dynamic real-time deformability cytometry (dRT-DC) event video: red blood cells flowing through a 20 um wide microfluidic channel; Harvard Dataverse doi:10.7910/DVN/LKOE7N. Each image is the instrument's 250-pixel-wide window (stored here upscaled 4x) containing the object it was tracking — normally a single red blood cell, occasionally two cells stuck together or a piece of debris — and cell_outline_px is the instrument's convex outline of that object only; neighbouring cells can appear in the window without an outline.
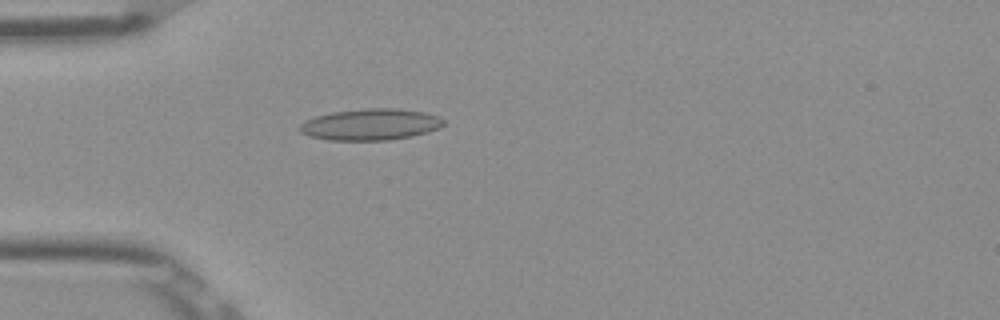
{"species": "Egyptian fruit bat (a non-hibernating species)", "species_latin": "Rousettus aegyptiacus", "temperature_condition": "room temperature", "stored_images_in_passage": 52, "camera_frame_rate_fps": 3000, "um_per_image_px": 0.085, "frame": {"image": 1, "passage_image": 15, "time_ms": 4.667, "image_size_px": [1000, 320], "cell_outline_px": [[444, 124], [440, 128], [428, 132], [412, 136], [388, 140], [328, 140], [308, 136], [300, 132], [296, 128], [304, 120], [316, 116], [332, 112], [368, 108], [396, 108], [424, 112], [436, 116], [444, 120]], "centroid_in_image_um": [31.45, 10.58], "position_along_channel_um": 53.5, "area_um2": 26.47}}
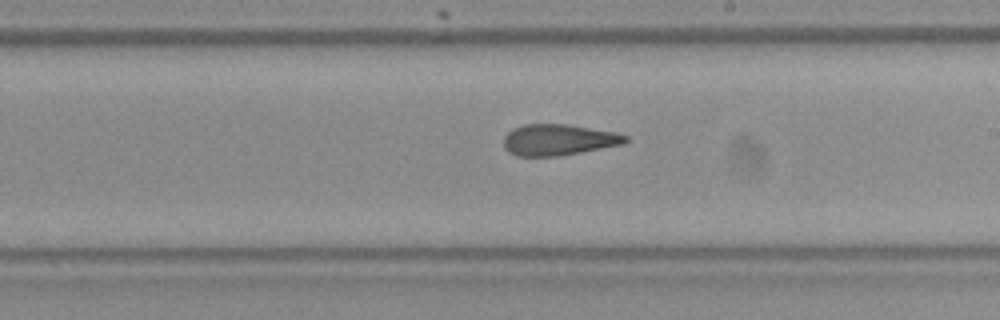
{"frame": {"image": 2, "passage_image": 30, "time_ms": 9.667, "image_size_px": [1000, 320], "cell_outline_px": [[628, 140], [624, 144], [580, 152], [556, 156], [516, 156], [508, 152], [504, 148], [504, 136], [512, 128], [524, 124], [568, 124], [616, 132], [628, 136]], "centroid_in_image_um": [47.46, 11.88], "position_along_channel_um": 241.5, "area_um2": 22.2}}
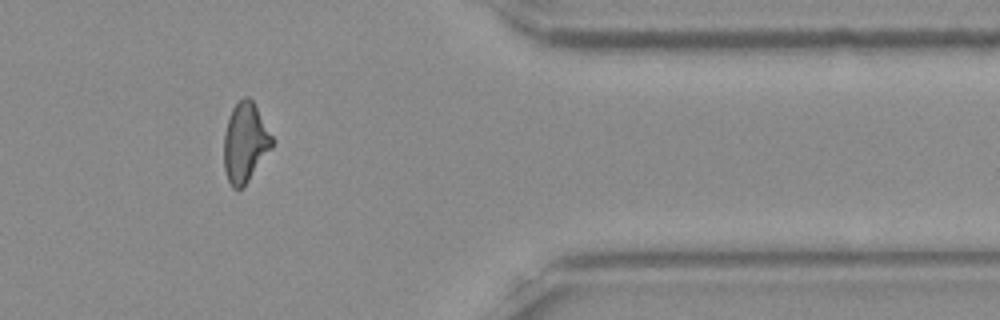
{"frame": {"image": 3, "passage_image": 43, "time_ms": 14.0, "image_size_px": [1000, 320], "cell_outline_px": [[272, 148], [244, 188], [232, 188], [224, 172], [224, 132], [232, 108], [244, 96], [248, 96], [252, 100], [272, 136]], "centroid_in_image_um": [20.82, 12.16], "position_along_channel_um": 390.6, "area_um2": 22.25}}